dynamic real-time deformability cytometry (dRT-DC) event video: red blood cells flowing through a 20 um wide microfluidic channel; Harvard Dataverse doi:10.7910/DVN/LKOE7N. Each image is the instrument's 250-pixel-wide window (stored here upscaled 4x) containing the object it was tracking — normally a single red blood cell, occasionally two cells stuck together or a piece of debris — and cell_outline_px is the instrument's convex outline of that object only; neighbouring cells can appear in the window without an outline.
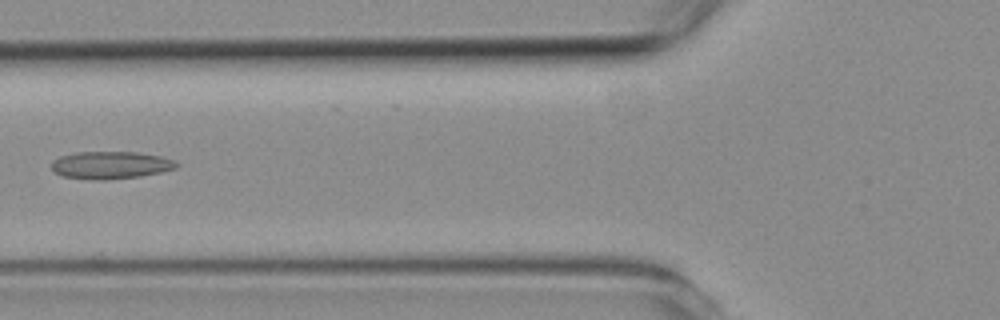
{"species": "common noctule bat (a hibernating species)", "species_latin": "Nyctalus noctula", "temperature_condition": "room temperature", "stored_images_in_passage": 2, "camera_frame_rate_fps": 3000, "um_per_image_px": 0.085, "animal": {"sex": "female", "body_mass_g": 19.3, "forearm_length_mm": 54.1}, "frame": {"image": 1, "passage_image": 2, "time_ms": 1.0, "image_size_px": [1000, 320], "cell_outline_px": [[180, 164], [176, 168], [160, 172], [140, 176], [104, 180], [96, 180], [64, 176], [52, 172], [52, 160], [60, 156], [76, 152], [136, 152], [160, 156], [172, 160]], "centroid_in_image_um": [9.37, 14.03], "position_along_channel_um": 116.4, "area_um2": 19.94}}